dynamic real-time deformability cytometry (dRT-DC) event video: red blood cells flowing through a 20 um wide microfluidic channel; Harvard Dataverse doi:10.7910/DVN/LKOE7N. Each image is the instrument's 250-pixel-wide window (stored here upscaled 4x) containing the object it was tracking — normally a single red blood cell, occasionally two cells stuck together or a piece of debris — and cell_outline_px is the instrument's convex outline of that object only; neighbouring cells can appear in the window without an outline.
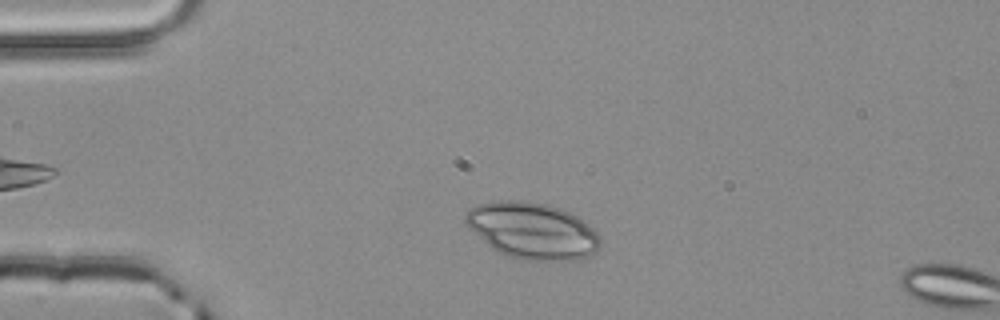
{"species": "common noctule bat (a hibernating species)", "species_latin": "Nyctalus noctula", "temperature_condition": "room temperature", "stored_images_in_passage": 2, "camera_frame_rate_fps": 3000, "um_per_image_px": 0.085, "animal": {"sex": "male", "body_mass_g": 20.4}, "frame": {"image": 1, "passage_image": 1, "time_ms": 0.0, "image_size_px": [1000, 320], "cell_outline_px": [[600, 248], [596, 252], [580, 260], [524, 260], [508, 256], [492, 248], [468, 228], [464, 224], [464, 212], [468, 208], [476, 204], [500, 200], [524, 200], [548, 204], [560, 208], [576, 216], [592, 228], [600, 236]], "centroid_in_image_um": [45.21, 19.6], "position_along_channel_um": 39.8, "area_um2": 44.62}}